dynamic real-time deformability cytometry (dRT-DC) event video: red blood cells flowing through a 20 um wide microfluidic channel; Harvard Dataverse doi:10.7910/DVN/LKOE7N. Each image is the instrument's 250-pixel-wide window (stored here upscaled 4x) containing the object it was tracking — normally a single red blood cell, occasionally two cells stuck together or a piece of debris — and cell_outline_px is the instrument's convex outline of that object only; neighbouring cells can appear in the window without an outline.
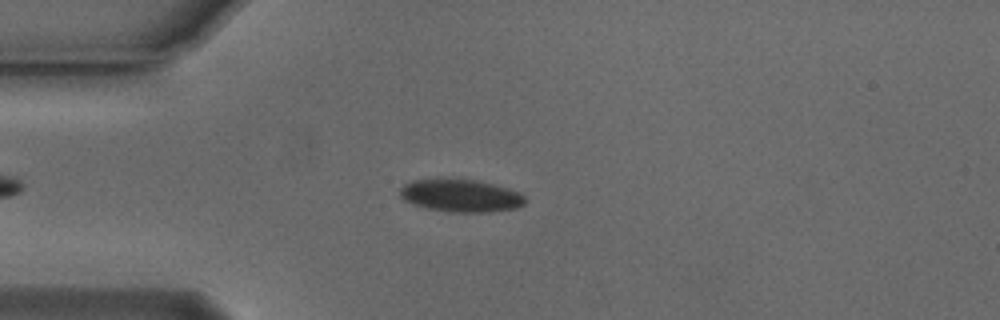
{"species": "Egyptian fruit bat (a non-hibernating species)", "species_latin": "Rousettus aegyptiacus", "temperature_condition": "cold", "stored_images_in_passage": 51, "camera_frame_rate_fps": 3000, "um_per_image_px": 0.085, "animal": {"sex": "male"}, "frame": {"image": 1, "passage_image": 11, "time_ms": 3.333, "image_size_px": [1000, 320], "cell_outline_px": [[524, 204], [516, 208], [488, 212], [452, 212], [428, 208], [412, 204], [404, 200], [400, 196], [400, 188], [404, 184], [412, 180], [436, 176], [476, 180], [508, 188], [520, 192], [524, 196]], "centroid_in_image_um": [39.1, 16.59], "position_along_channel_um": 45.9, "area_um2": 24.33}}
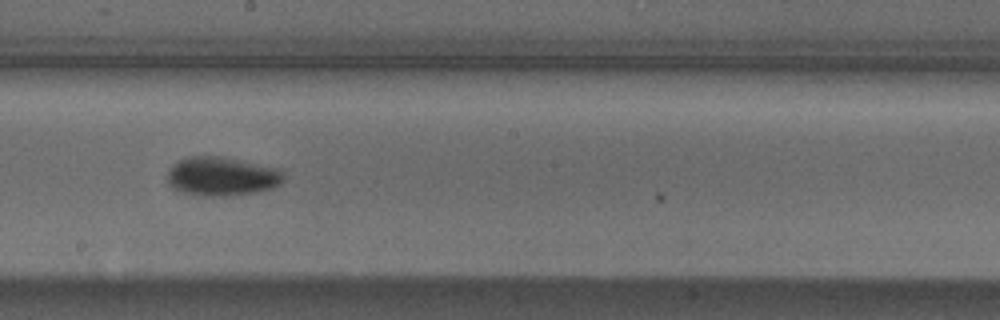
{"frame": {"image": 2, "passage_image": 27, "time_ms": 8.667, "image_size_px": [1000, 320], "cell_outline_px": [[284, 180], [280, 184], [272, 188], [256, 192], [228, 196], [192, 196], [180, 192], [172, 188], [168, 184], [168, 168], [172, 164], [188, 156], [224, 156], [280, 168], [284, 172]], "centroid_in_image_um": [18.85, 14.99], "position_along_channel_um": 229.4, "area_um2": 27.05}}
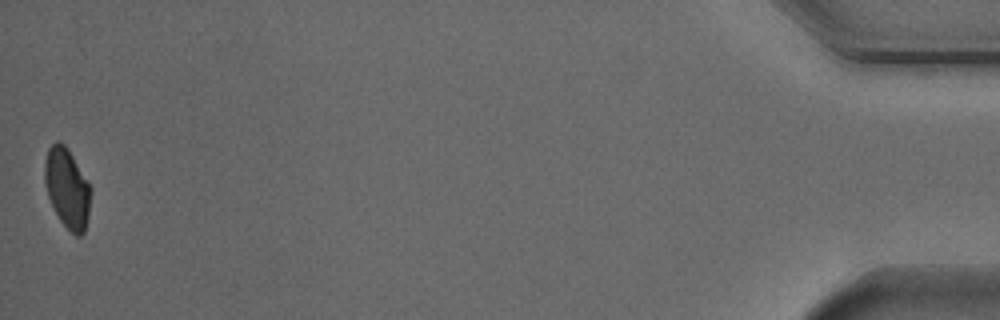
{"frame": {"image": 3, "passage_image": 51, "time_ms": 16.667, "image_size_px": [1000, 320], "cell_outline_px": [[92, 192], [88, 216], [84, 232], [80, 236], [76, 236], [60, 220], [48, 196], [44, 180], [44, 160], [48, 148], [56, 140], [60, 140], [68, 148], [92, 188]], "centroid_in_image_um": [5.71, 15.95], "position_along_channel_um": 429.5, "area_um2": 21.5}, "authors_computed_cell_mechanics": {"area_um2": 23.409, "velocity_mm_per_s": 3.7586, "shape_relaxation_time_tau1_ms": 1.4999, "shape_relaxation_time_tau2_ms": null, "deformation_change_tau1": 0.0941, "deformation_change_tau2": null}}